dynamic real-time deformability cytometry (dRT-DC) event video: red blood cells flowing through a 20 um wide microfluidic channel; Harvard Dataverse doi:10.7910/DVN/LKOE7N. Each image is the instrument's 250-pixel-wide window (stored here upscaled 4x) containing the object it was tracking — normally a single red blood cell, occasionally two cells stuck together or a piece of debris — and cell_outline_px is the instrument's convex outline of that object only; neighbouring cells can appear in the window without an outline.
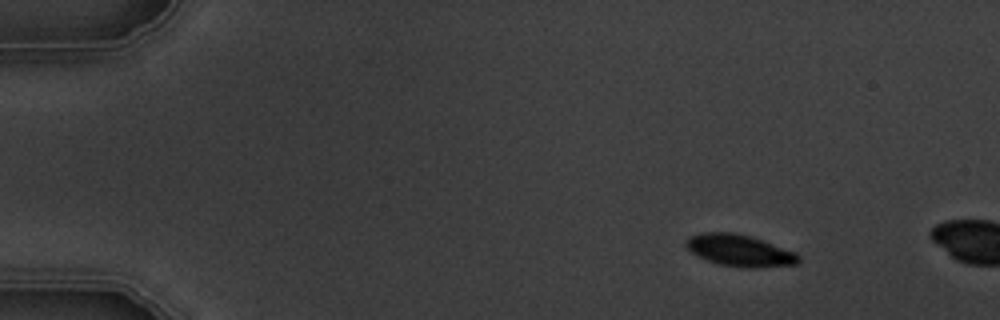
{"species": "common noctule bat (a hibernating species)", "species_latin": "Nyctalus noctula", "temperature_condition": "warm", "stored_images_in_passage": 3, "camera_frame_rate_fps": 3000, "um_per_image_px": 0.085, "animal": {"sex": "male", "body_mass_g": 19.5, "forearm_length_mm": 54.6}, "frame": {"image": 1, "passage_image": 1, "time_ms": 0.0, "image_size_px": [1000, 320], "cell_outline_px": [[800, 260], [796, 264], [756, 268], [740, 268], [720, 264], [708, 260], [692, 252], [684, 244], [684, 240], [688, 236], [700, 232], [732, 232], [752, 236], [796, 252], [800, 256]], "centroid_in_image_um": [62.87, 21.28], "position_along_channel_um": 22.1, "area_um2": 20.98}}